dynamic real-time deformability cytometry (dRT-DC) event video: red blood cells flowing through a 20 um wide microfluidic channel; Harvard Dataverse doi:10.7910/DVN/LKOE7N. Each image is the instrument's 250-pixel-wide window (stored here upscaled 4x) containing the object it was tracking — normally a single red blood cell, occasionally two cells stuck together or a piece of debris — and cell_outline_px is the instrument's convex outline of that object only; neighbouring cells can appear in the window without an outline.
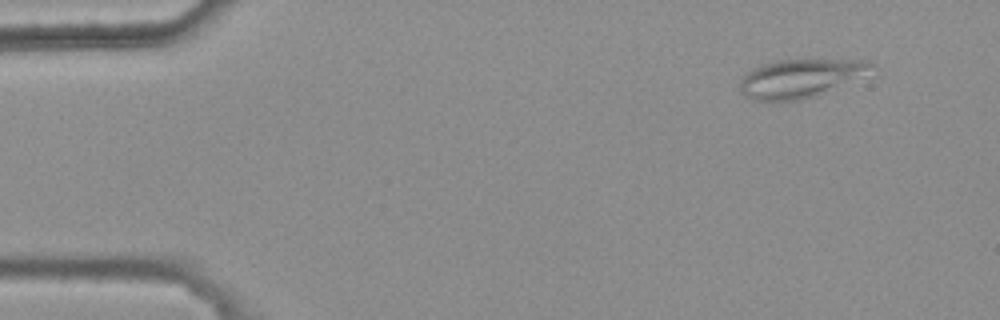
{"species": "common noctule bat (a hibernating species)", "species_latin": "Nyctalus noctula", "temperature_condition": "warm", "stored_images_in_passage": 4, "camera_frame_rate_fps": 3000, "um_per_image_px": 0.085, "animal": {"sex": "female", "body_mass_g": 25.1}, "frame": {"image": 1, "passage_image": 1, "time_ms": 0.0, "image_size_px": [1000, 320], "cell_outline_px": [[876, 64], [812, 96], [800, 100], [780, 104], [756, 100], [740, 92], [740, 80], [752, 68], [776, 60], [868, 60]], "centroid_in_image_um": [67.77, 6.68], "position_along_channel_um": 17.2, "area_um2": 28.03}}